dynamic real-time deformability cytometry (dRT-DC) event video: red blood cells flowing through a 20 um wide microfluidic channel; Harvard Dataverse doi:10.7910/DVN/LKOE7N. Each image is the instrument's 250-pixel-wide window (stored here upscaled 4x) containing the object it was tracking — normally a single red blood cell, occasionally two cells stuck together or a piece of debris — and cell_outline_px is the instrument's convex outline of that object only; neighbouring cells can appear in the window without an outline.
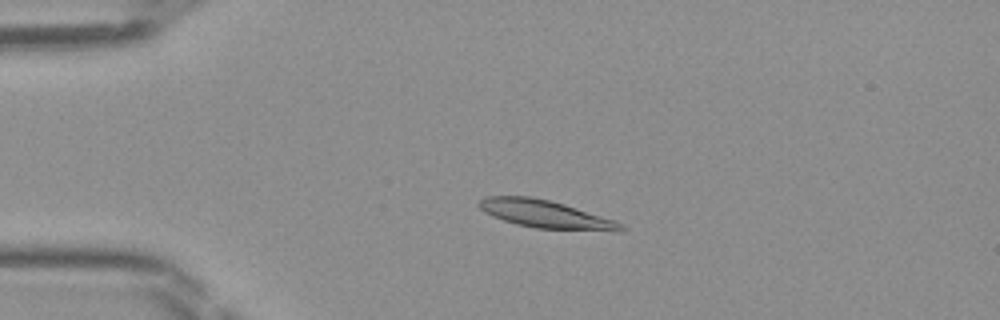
{"species": "Egyptian fruit bat (a non-hibernating species)", "species_latin": "Rousettus aegyptiacus", "temperature_condition": "room temperature", "stored_images_in_passage": 48, "camera_frame_rate_fps": 3000, "um_per_image_px": 0.085, "frame": {"image": 1, "passage_image": 11, "time_ms": 3.333, "image_size_px": [1000, 320], "cell_outline_px": [[628, 228], [620, 232], [616, 232], [536, 228], [516, 224], [492, 216], [484, 212], [476, 204], [484, 196], [532, 196], [564, 204], [624, 224]], "centroid_in_image_um": [46.38, 18.22], "position_along_channel_um": 38.6, "area_um2": 23.06}}
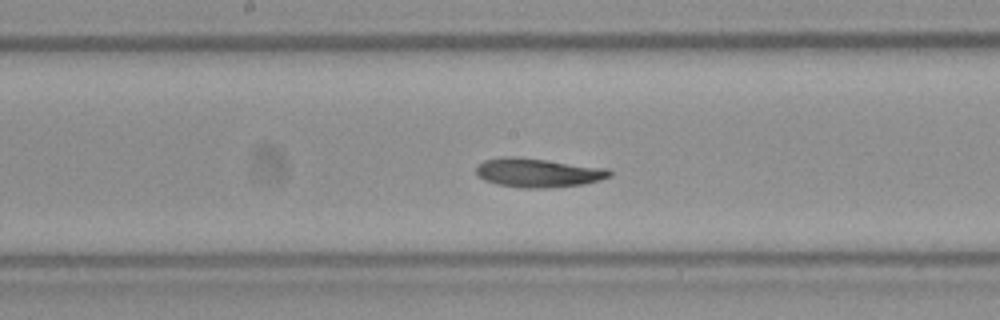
{"frame": {"image": 2, "passage_image": 25, "time_ms": 8.0, "image_size_px": [1000, 320], "cell_outline_px": [[612, 176], [600, 180], [584, 184], [548, 188], [520, 188], [496, 184], [484, 180], [476, 176], [476, 164], [484, 160], [500, 156], [516, 156], [608, 168], [612, 172]], "centroid_in_image_um": [45.69, 14.68], "position_along_channel_um": 202.5, "area_um2": 22.95}}
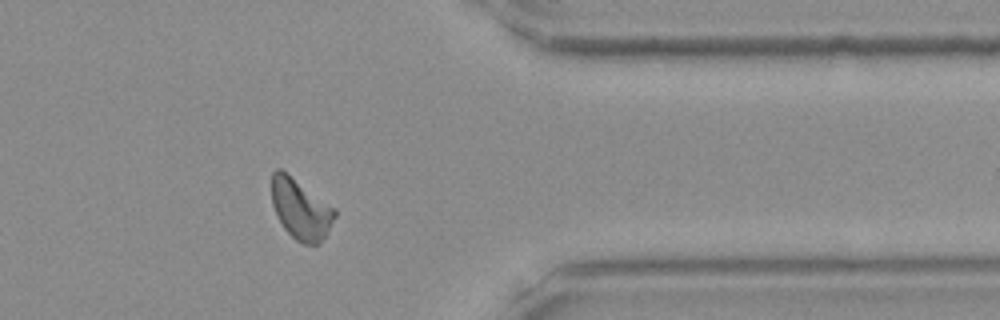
{"frame": {"image": 3, "passage_image": 39, "time_ms": 12.667, "image_size_px": [1000, 320], "cell_outline_px": [[336, 216], [324, 236], [316, 244], [300, 244], [284, 228], [276, 216], [272, 204], [272, 172], [276, 168], [280, 168], [336, 208]], "centroid_in_image_um": [25.54, 17.76], "position_along_channel_um": 385.9, "area_um2": 22.02}}